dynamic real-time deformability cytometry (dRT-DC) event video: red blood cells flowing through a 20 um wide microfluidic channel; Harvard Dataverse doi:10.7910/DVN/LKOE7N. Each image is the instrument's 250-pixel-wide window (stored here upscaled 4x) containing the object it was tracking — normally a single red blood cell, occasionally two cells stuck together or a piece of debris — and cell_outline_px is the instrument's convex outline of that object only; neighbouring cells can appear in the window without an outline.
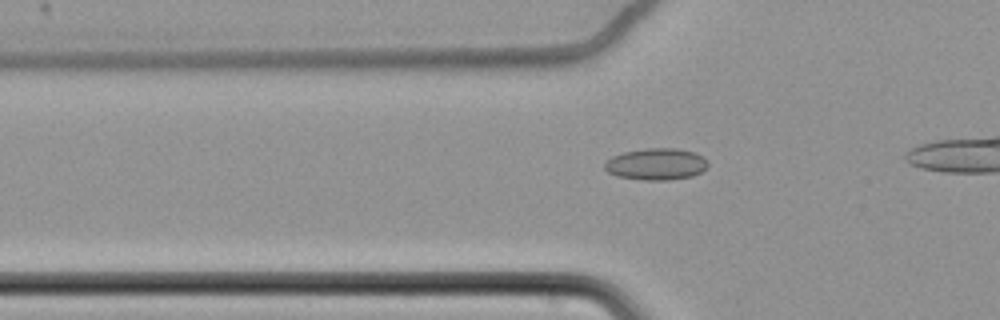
{"species": "common noctule bat (a hibernating species)", "species_latin": "Nyctalus noctula", "temperature_condition": "cold", "stored_images_in_passage": 30, "camera_frame_rate_fps": 3000, "um_per_image_px": 0.085, "animal": {"sex": "female", "body_mass_g": 22.7, "forearm_length_mm": 54.2}, "frame": {"image": 1, "passage_image": 16, "time_ms": 5.0, "image_size_px": [1000, 320], "cell_outline_px": [[708, 164], [700, 172], [692, 176], [668, 180], [644, 180], [616, 176], [608, 172], [604, 168], [604, 164], [612, 156], [624, 152], [644, 148], [676, 148], [696, 152], [708, 160]], "centroid_in_image_um": [55.78, 13.94], "position_along_channel_um": 70.0, "area_um2": 19.13}}
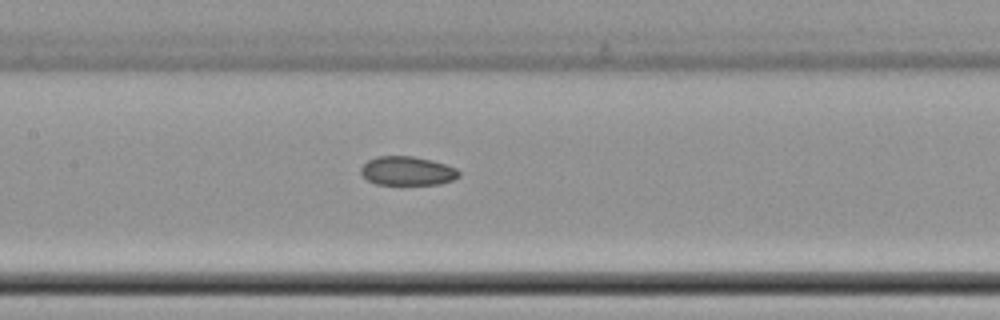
{"frame": {"image": 2, "passage_image": 25, "time_ms": 8.0, "image_size_px": [1000, 320], "cell_outline_px": [[460, 176], [452, 180], [440, 184], [376, 184], [368, 180], [360, 172], [360, 168], [368, 160], [376, 156], [412, 156], [432, 160], [456, 168], [460, 172]], "centroid_in_image_um": [34.62, 14.52], "position_along_channel_um": 172.8, "area_um2": 16.47}}
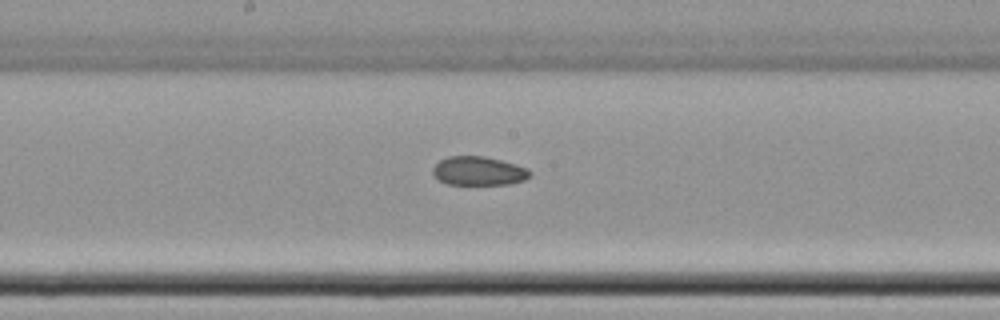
{"frame": {"image": 3, "passage_image": 28, "time_ms": 9.0, "image_size_px": [1000, 320], "cell_outline_px": [[532, 176], [524, 180], [508, 184], [448, 184], [440, 180], [432, 172], [432, 168], [440, 160], [448, 156], [484, 156], [516, 164], [528, 168], [532, 172]], "centroid_in_image_um": [40.72, 14.52], "position_along_channel_um": 207.5, "area_um2": 16.3}}